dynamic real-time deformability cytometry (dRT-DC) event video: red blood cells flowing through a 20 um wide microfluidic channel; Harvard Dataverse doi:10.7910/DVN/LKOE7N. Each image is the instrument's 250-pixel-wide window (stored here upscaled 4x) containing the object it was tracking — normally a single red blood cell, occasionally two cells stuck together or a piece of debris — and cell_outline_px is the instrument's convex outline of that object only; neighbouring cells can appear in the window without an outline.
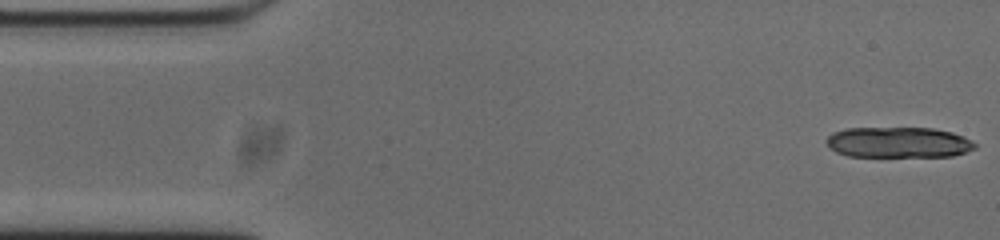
{"species": "common noctule bat (a hibernating species)", "species_latin": "Nyctalus noctula", "temperature_condition": "cold", "stored_images_in_passage": 53, "camera_frame_rate_fps": 3000, "um_per_image_px": 0.085, "animal": {"sex": "male", "body_mass_g": 20.0, "forearm_length_mm": 53.3}, "frame": {"image": 1, "passage_image": 1, "time_ms": 0.0, "image_size_px": [1000, 240], "cell_outline_px": [[976, 148], [952, 156], [848, 156], [836, 152], [828, 148], [824, 140], [832, 132], [844, 128], [932, 128], [952, 132], [964, 136], [972, 140], [976, 144]], "centroid_in_image_um": [76.32, 12.09], "position_along_channel_um": 8.7, "area_um2": 26.76}}
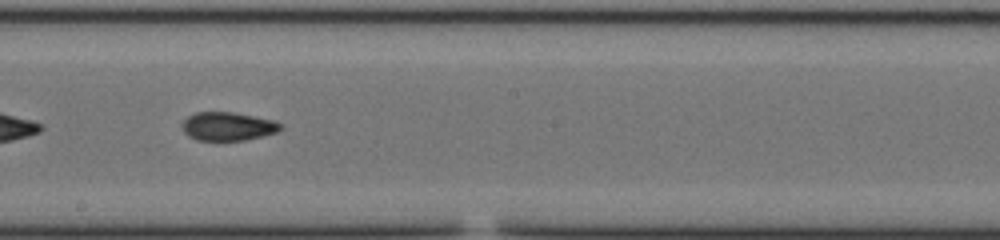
{"frame": {"image": 2, "passage_image": 28, "time_ms": 9.0, "image_size_px": [1000, 240], "cell_outline_px": [[284, 128], [276, 132], [244, 140], [196, 140], [188, 136], [184, 132], [180, 124], [188, 116], [196, 112], [232, 112], [276, 120], [284, 124]], "centroid_in_image_um": [19.38, 10.73], "position_along_channel_um": 228.8, "area_um2": 16.47}}
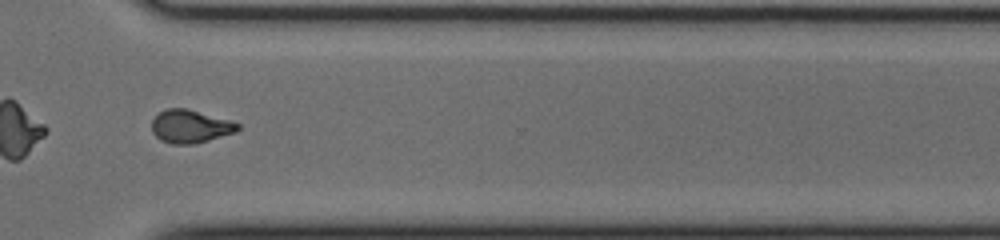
{"frame": {"image": 3, "passage_image": 38, "time_ms": 12.333, "image_size_px": [1000, 240], "cell_outline_px": [[240, 128], [236, 132], [208, 140], [192, 144], [172, 144], [160, 140], [152, 132], [152, 120], [160, 112], [168, 108], [188, 108], [228, 120], [240, 124]], "centroid_in_image_um": [16.16, 10.74], "position_along_channel_um": 354.4, "area_um2": 16.47}, "authors_computed_cell_mechanics": {"area_um2": 16.473, "velocity_mm_per_s": 3.7598, "shape_relaxation_time_tau1_ms": null, "shape_relaxation_time_tau2_ms": 2.7273, "deformation_change_tau1": null, "deformation_change_tau2": 0.0874}}